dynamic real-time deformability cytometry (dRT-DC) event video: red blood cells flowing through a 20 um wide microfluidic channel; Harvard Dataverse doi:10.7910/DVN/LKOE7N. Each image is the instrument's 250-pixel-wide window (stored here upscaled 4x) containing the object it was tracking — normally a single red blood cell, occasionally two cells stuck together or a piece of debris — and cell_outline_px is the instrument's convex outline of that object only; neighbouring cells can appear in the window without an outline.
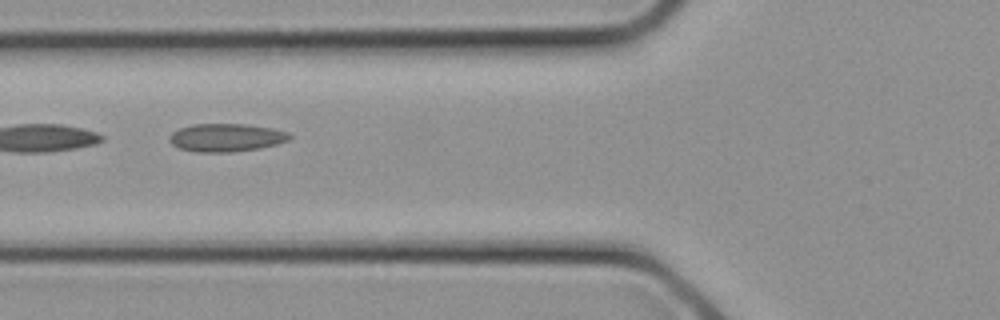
{"species": "common noctule bat (a hibernating species)", "species_latin": "Nyctalus noctula", "temperature_condition": "cold", "stored_images_in_passage": 3, "camera_frame_rate_fps": 3000, "um_per_image_px": 0.085, "animal": {"sex": "female", "body_mass_g": 21.9}, "frame": {"image": 1, "passage_image": 3, "time_ms": 0.667, "image_size_px": [1000, 320], "cell_outline_px": [[292, 136], [288, 140], [276, 144], [260, 148], [232, 152], [196, 152], [180, 148], [172, 144], [168, 140], [168, 136], [172, 132], [180, 128], [196, 124], [244, 124], [272, 128], [288, 132]], "centroid_in_image_um": [19.21, 11.7], "position_along_channel_um": 106.6, "area_um2": 19.59}}